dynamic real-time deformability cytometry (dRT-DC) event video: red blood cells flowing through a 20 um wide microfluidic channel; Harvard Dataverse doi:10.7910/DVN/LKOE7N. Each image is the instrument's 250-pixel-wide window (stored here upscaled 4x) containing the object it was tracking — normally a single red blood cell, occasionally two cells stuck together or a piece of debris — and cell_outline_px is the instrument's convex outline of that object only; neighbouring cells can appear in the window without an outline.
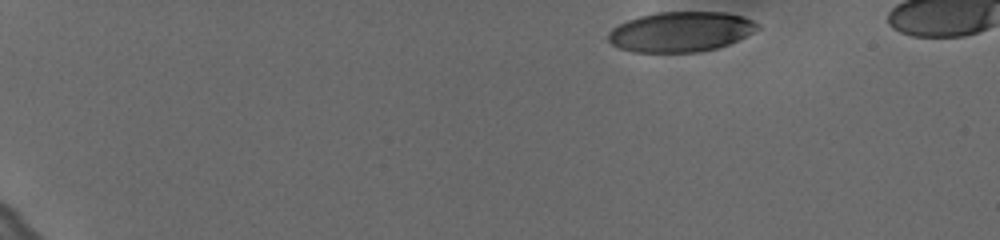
{"species": "human", "species_latin": "Homo sapiens", "temperature_condition": "cold", "stored_images_in_passage": 43, "camera_frame_rate_fps": 3000, "um_per_image_px": 0.085, "donor": {"sex": "female"}, "frame": {"image": 1, "passage_image": 1, "time_ms": 0.0, "image_size_px": [1000, 240], "cell_outline_px": [[760, 28], [728, 44], [716, 48], [700, 52], [632, 52], [620, 48], [612, 44], [608, 40], [608, 32], [612, 28], [628, 20], [640, 16], [656, 12], [724, 12], [744, 16], [752, 20]], "centroid_in_image_um": [57.83, 2.7], "position_along_channel_um": 27.2, "area_um2": 34.68}}
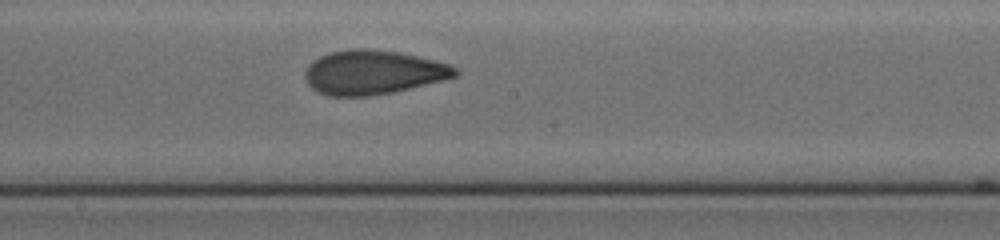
{"frame": {"image": 2, "passage_image": 27, "time_ms": 8.667, "image_size_px": [1000, 240], "cell_outline_px": [[460, 72], [456, 76], [392, 92], [368, 96], [328, 96], [312, 88], [308, 84], [304, 76], [304, 72], [308, 64], [312, 60], [320, 56], [332, 52], [356, 48], [360, 48], [400, 52], [436, 60], [448, 64], [456, 68]], "centroid_in_image_um": [31.68, 6.14], "position_along_channel_um": 216.5, "area_um2": 38.38}}
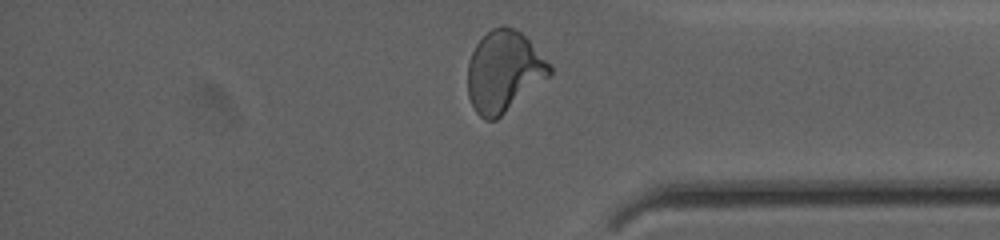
{"frame": {"image": 3, "passage_image": 42, "time_ms": 13.667, "image_size_px": [1000, 240], "cell_outline_px": [[552, 72], [548, 76], [496, 120], [484, 120], [476, 112], [468, 96], [468, 64], [472, 52], [476, 44], [492, 28], [504, 24], [520, 32], [528, 40], [552, 68]], "centroid_in_image_um": [42.78, 6.08], "position_along_channel_um": 392.4, "area_um2": 37.92}, "authors_computed_cell_mechanics": {"area_um2": 37.8012, "velocity_mm_per_s": 3.6352, "shape_relaxation_time_tau1_ms": 6.8488, "shape_relaxation_time_tau2_ms": 1.337, "deformation_change_tau1": 0.195, "deformation_change_tau2": 0.0786}}